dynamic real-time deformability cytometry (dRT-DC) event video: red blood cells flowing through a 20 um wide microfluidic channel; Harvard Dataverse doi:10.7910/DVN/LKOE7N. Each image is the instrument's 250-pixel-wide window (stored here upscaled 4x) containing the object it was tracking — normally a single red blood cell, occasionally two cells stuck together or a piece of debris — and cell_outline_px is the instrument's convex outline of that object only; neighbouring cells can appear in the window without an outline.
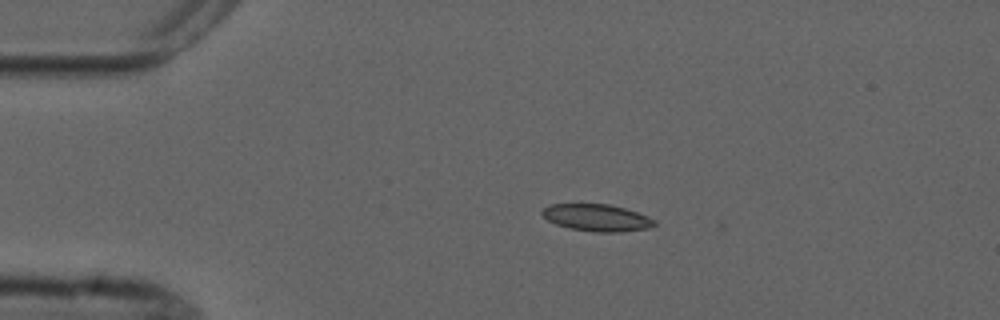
{"species": "common noctule bat (a hibernating species)", "species_latin": "Nyctalus noctula", "temperature_condition": "cold", "stored_images_in_passage": 4, "camera_frame_rate_fps": 3000, "um_per_image_px": 0.085, "animal": {"sex": "male", "forearm_length_mm": 52.5}, "frame": {"image": 1, "passage_image": 3, "time_ms": 2.333, "image_size_px": [1000, 320], "cell_outline_px": [[656, 224], [648, 228], [620, 232], [596, 232], [572, 228], [556, 224], [548, 220], [540, 212], [548, 204], [608, 204], [624, 208], [648, 216], [656, 220]], "centroid_in_image_um": [50.74, 18.5], "position_along_channel_um": 34.3, "area_um2": 17.51}}